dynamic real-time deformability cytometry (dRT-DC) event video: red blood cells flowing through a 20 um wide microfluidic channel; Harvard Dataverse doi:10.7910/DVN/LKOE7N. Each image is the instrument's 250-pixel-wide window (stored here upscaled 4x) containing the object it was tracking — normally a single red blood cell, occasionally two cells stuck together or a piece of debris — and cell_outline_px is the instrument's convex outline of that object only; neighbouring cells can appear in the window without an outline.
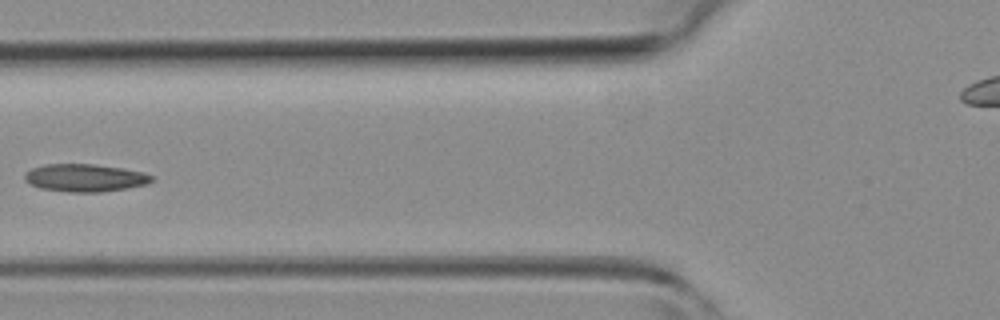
{"species": "common noctule bat (a hibernating species)", "species_latin": "Nyctalus noctula", "temperature_condition": "room temperature", "stored_images_in_passage": 4, "camera_frame_rate_fps": 3000, "um_per_image_px": 0.085, "animal": {"sex": "female", "body_mass_g": 19.3, "forearm_length_mm": 54.1}, "frame": {"image": 1, "passage_image": 4, "time_ms": 3.333, "image_size_px": [1000, 320], "cell_outline_px": [[152, 180], [148, 184], [128, 188], [100, 192], [68, 192], [40, 188], [24, 180], [24, 172], [32, 168], [44, 164], [92, 164], [120, 168], [144, 172], [152, 176]], "centroid_in_image_um": [7.2, 15.11], "position_along_channel_um": 118.6, "area_um2": 20.46}}